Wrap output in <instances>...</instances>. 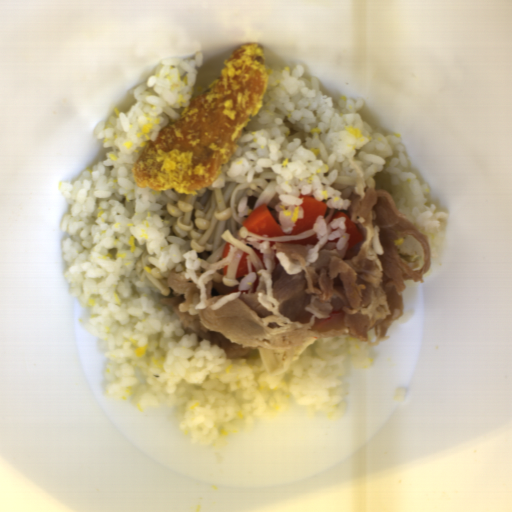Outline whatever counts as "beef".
Returning a JSON list of instances; mask_svg holds the SVG:
<instances>
[{"instance_id": "1", "label": "beef", "mask_w": 512, "mask_h": 512, "mask_svg": "<svg viewBox=\"0 0 512 512\" xmlns=\"http://www.w3.org/2000/svg\"><path fill=\"white\" fill-rule=\"evenodd\" d=\"M343 212L362 241L338 249L339 238L293 244L254 237L236 240L257 248L265 269L257 270L255 292L229 293L222 270L237 255L229 253L208 269L169 274L162 306L171 307L183 327L226 350L231 358L257 359L268 372H283L323 337L349 334L373 345L388 341L389 327L403 317L404 281L421 283L431 268L426 234L400 213L386 188L351 194ZM332 310L344 313L324 322Z\"/></svg>"}]
</instances>
